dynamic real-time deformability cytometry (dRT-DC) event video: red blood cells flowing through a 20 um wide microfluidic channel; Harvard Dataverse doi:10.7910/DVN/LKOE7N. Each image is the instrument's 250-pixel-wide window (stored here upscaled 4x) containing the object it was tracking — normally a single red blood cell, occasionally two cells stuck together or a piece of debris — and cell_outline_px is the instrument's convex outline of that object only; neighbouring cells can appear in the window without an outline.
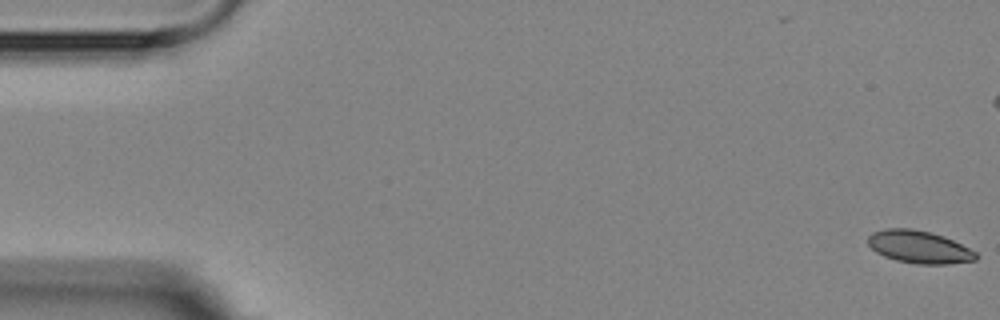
{"species": "Egyptian fruit bat (a non-hibernating species)", "species_latin": "Rousettus aegyptiacus", "temperature_condition": "room temperature", "stored_images_in_passage": 7, "camera_frame_rate_fps": 3000, "um_per_image_px": 0.085, "animal": {"sex": "female"}, "frame": {"image": 1, "passage_image": 1, "time_ms": 0.0, "image_size_px": [1000, 320], "cell_outline_px": [[980, 256], [976, 260], [948, 264], [916, 264], [896, 260], [884, 256], [876, 252], [868, 244], [868, 236], [872, 232], [884, 228], [912, 228], [932, 232], [944, 236], [976, 252]], "centroid_in_image_um": [78.12, 20.98], "position_along_channel_um": 6.9, "area_um2": 20.63}}
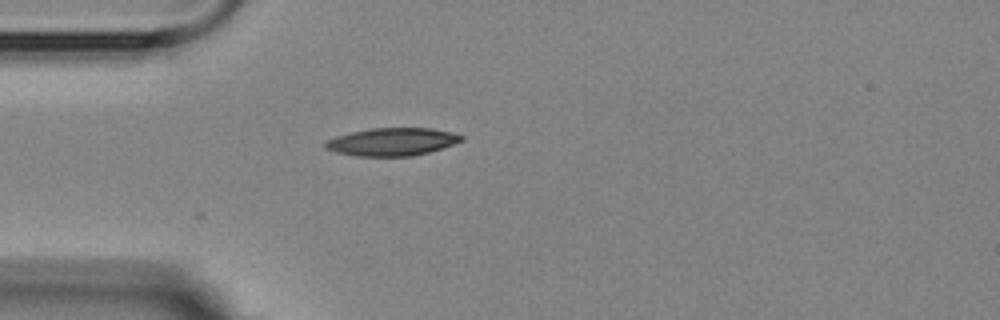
{"frame": {"image": 2, "passage_image": 7, "time_ms": 6.667, "image_size_px": [1000, 320], "cell_outline_px": [[464, 140], [428, 152], [412, 156], [356, 156], [336, 152], [324, 148], [324, 140], [336, 136], [352, 132], [372, 128], [432, 128], [464, 136]], "centroid_in_image_um": [33.27, 12.05], "position_along_channel_um": 51.7, "area_um2": 21.91}}